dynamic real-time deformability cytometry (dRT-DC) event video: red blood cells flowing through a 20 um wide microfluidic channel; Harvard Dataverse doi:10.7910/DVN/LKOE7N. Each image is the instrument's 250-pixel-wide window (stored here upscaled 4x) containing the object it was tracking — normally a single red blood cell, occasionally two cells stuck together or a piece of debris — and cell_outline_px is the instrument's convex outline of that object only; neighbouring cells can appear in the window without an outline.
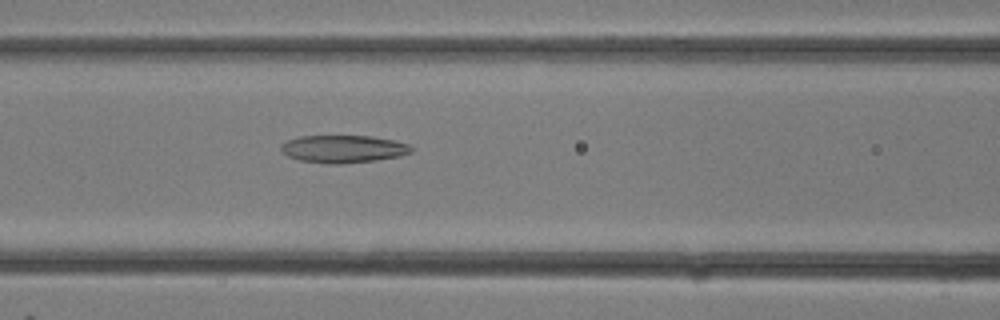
{"species": "common noctule bat (a hibernating species)", "species_latin": "Nyctalus noctula", "temperature_condition": "room temperature", "stored_images_in_passage": 12, "camera_frame_rate_fps": 3000, "um_per_image_px": 0.085, "animal": {"sex": "female"}, "frame": {"image": 1, "passage_image": 12, "time_ms": 3.667, "image_size_px": [1000, 320], "cell_outline_px": [[416, 148], [412, 152], [400, 156], [376, 160], [340, 164], [328, 164], [300, 160], [288, 156], [280, 152], [280, 144], [288, 140], [300, 136], [372, 136], [396, 140], [408, 144]], "centroid_in_image_um": [29.2, 12.66], "position_along_channel_um": 137.4, "area_um2": 21.21}}